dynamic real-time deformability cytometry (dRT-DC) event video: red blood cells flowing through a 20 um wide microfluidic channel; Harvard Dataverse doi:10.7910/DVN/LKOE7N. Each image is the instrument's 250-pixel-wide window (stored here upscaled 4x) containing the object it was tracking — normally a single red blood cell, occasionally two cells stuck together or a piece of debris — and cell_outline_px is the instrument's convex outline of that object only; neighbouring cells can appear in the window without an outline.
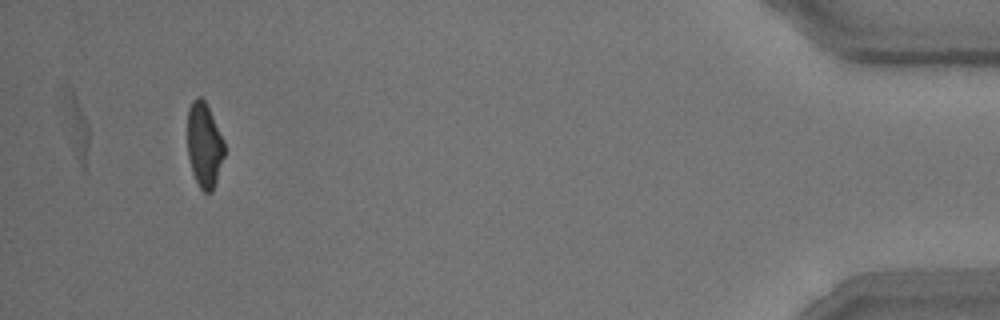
{"species": "common noctule bat (a hibernating species)", "species_latin": "Nyctalus noctula", "temperature_condition": "room temperature", "stored_images_in_passage": 13, "camera_frame_rate_fps": 3000, "um_per_image_px": 0.085, "animal": {"sex": "male", "body_mass_g": 15.6}, "frame": {"image": 1, "passage_image": 13, "time_ms": 15.333, "image_size_px": [1000, 320], "cell_outline_px": [[224, 156], [212, 192], [204, 192], [200, 188], [192, 172], [188, 156], [188, 108], [192, 100], [196, 96], [200, 96], [204, 100], [224, 140]], "centroid_in_image_um": [17.35, 12.32], "position_along_channel_um": 417.8, "area_um2": 18.03}}